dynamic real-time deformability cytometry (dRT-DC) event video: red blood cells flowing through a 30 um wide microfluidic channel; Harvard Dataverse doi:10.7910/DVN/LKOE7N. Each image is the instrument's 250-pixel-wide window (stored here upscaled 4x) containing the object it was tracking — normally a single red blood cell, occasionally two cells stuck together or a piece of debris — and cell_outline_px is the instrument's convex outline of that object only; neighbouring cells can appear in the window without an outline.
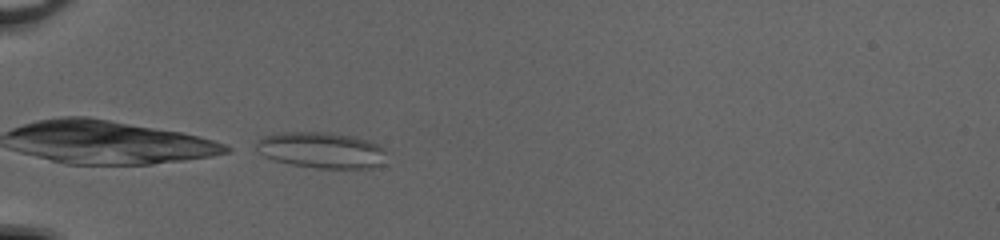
{"species": "common noctule bat (a hibernating species)", "species_latin": "Nyctalus noctula", "temperature_condition": "cold", "stored_images_in_passage": 35, "camera_frame_rate_fps": 3000, "um_per_image_px": 0.085, "animal": {"sex": "female", "body_mass_g": 20.0, "forearm_length_mm": 54.0}, "frame": {"image": 1, "passage_image": 1, "time_ms": 0.0, "image_size_px": [1000, 240], "cell_outline_px": [[388, 152], [384, 164], [372, 168], [316, 168], [292, 164], [276, 160], [264, 156], [256, 148], [256, 144], [260, 136], [276, 132], [328, 132], [356, 136], [380, 144]], "centroid_in_image_um": [27.38, 12.75], "position_along_channel_um": 57.6, "area_um2": 27.86}}
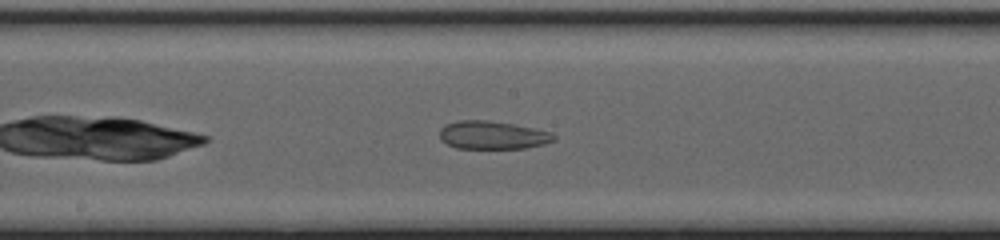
{"frame": {"image": 2, "passage_image": 13, "time_ms": 4.0, "image_size_px": [1000, 240], "cell_outline_px": [[556, 140], [544, 144], [524, 148], [456, 148], [440, 140], [440, 128], [444, 124], [460, 120], [488, 120], [512, 124], [552, 132], [556, 136]], "centroid_in_image_um": [41.86, 11.48], "position_along_channel_um": 206.3, "area_um2": 18.73}}
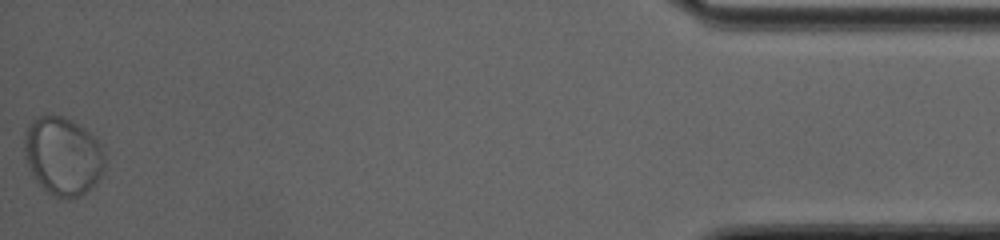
{"frame": {"image": 3, "passage_image": 35, "time_ms": 11.333, "image_size_px": [1000, 240], "cell_outline_px": [[104, 168], [100, 176], [80, 196], [68, 200], [56, 196], [48, 192], [40, 184], [32, 172], [28, 164], [24, 152], [24, 132], [28, 124], [36, 116], [52, 112], [72, 120], [84, 128], [100, 144], [104, 152]], "centroid_in_image_um": [5.31, 13.2], "position_along_channel_um": 429.9, "area_um2": 36.65}}